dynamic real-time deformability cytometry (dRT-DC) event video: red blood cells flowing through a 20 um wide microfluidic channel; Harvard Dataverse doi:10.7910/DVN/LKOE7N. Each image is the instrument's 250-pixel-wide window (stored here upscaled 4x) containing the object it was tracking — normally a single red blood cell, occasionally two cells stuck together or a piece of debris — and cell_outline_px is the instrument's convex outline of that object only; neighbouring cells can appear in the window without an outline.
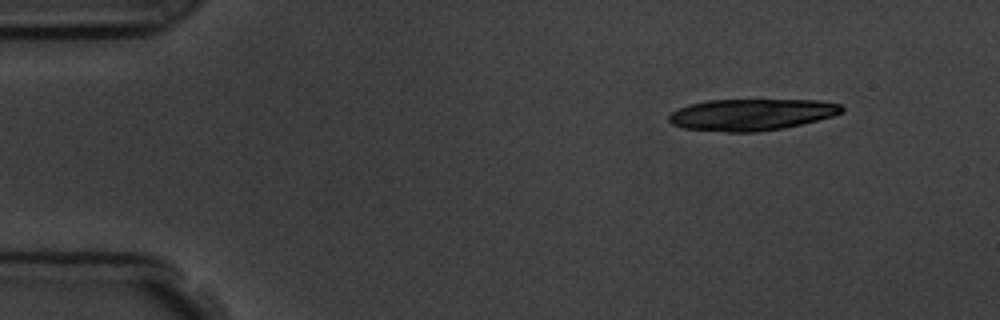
{"species": "common noctule bat (a hibernating species)", "species_latin": "Nyctalus noctula", "temperature_condition": "room temperature", "stored_images_in_passage": 4, "camera_frame_rate_fps": 3000, "um_per_image_px": 0.085, "animal": {"sex": "male", "body_mass_g": 19.5, "forearm_length_mm": 54.6}, "frame": {"image": 1, "passage_image": 2, "time_ms": 1.333, "image_size_px": [1000, 320], "cell_outline_px": [[844, 108], [840, 112], [832, 116], [784, 128], [756, 132], [728, 132], [684, 128], [672, 124], [668, 120], [668, 116], [672, 112], [688, 104], [708, 100], [816, 100], [840, 104]], "centroid_in_image_um": [63.84, 9.74], "position_along_channel_um": 21.2, "area_um2": 31.56}}